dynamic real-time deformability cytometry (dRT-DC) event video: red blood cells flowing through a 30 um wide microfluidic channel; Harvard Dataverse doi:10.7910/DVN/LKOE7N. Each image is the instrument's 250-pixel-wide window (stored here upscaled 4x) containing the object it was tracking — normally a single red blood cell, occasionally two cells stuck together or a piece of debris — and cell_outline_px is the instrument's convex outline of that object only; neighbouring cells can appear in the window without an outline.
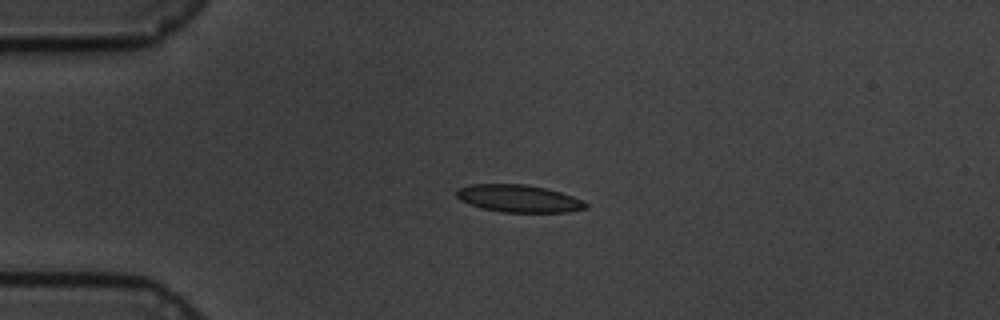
{"species": "common noctule bat (a hibernating species)", "species_latin": "Nyctalus noctula", "temperature_condition": "cold", "stored_images_in_passage": 46, "camera_frame_rate_fps": 3000, "um_per_image_px": 0.085, "animal": {"sex": "male", "body_mass_g": 19.5, "forearm_length_mm": 54.6}, "frame": {"image": 1, "passage_image": 1, "time_ms": 0.0, "image_size_px": [1000, 320], "cell_outline_px": [[588, 208], [568, 212], [500, 212], [468, 204], [460, 200], [456, 196], [456, 188], [472, 184], [524, 184], [544, 188], [560, 192], [572, 196], [588, 204]], "centroid_in_image_um": [44.05, 16.87], "position_along_channel_um": 40.9, "area_um2": 20.58}}
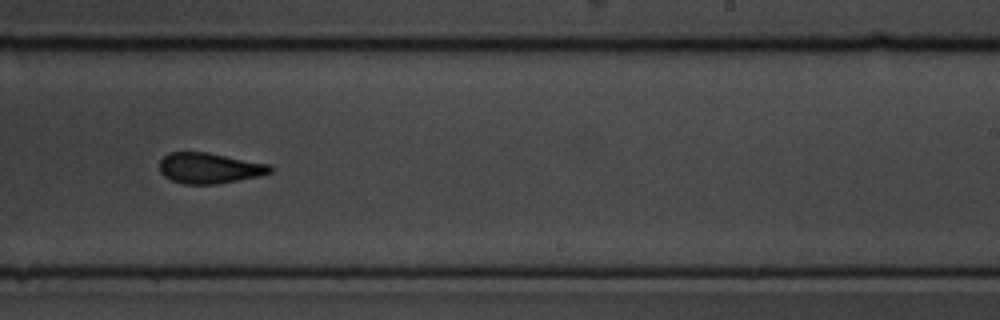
{"frame": {"image": 2, "passage_image": 24, "time_ms": 7.667, "image_size_px": [1000, 320], "cell_outline_px": [[272, 172], [260, 176], [216, 184], [184, 184], [172, 180], [164, 176], [160, 172], [160, 160], [168, 152], [208, 152], [268, 164], [272, 168]], "centroid_in_image_um": [17.78, 14.29], "position_along_channel_um": 271.2, "area_um2": 19.71}}
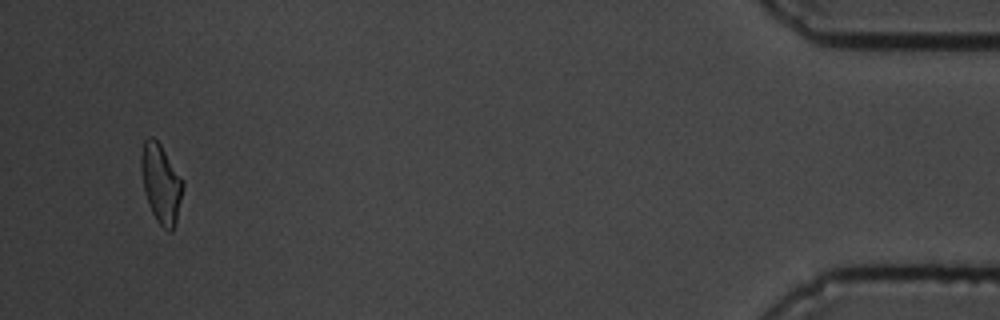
{"frame": {"image": 3, "passage_image": 44, "time_ms": 14.333, "image_size_px": [1000, 320], "cell_outline_px": [[184, 188], [176, 220], [172, 232], [168, 232], [156, 220], [148, 204], [144, 192], [140, 168], [140, 156], [144, 140], [148, 136], [152, 136], [160, 144], [184, 180]], "centroid_in_image_um": [13.68, 15.58], "position_along_channel_um": 421.5, "area_um2": 19.42}, "authors_computed_cell_mechanics": {"area_um2": 20.1144, "velocity_mm_per_s": 3.3663, "shape_relaxation_time_tau1_ms": 6.1543, "shape_relaxation_time_tau2_ms": 1.2502, "deformation_change_tau1": 0.1718, "deformation_change_tau2": 0.0808}}